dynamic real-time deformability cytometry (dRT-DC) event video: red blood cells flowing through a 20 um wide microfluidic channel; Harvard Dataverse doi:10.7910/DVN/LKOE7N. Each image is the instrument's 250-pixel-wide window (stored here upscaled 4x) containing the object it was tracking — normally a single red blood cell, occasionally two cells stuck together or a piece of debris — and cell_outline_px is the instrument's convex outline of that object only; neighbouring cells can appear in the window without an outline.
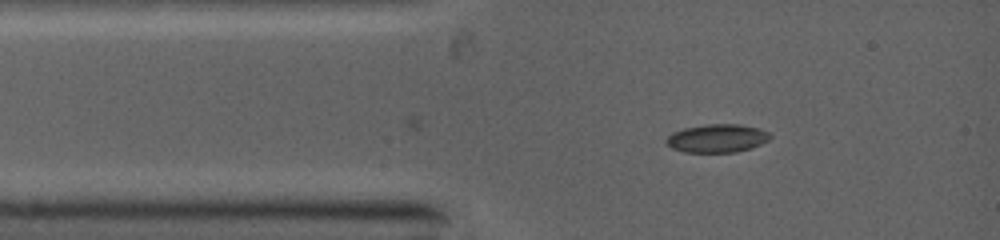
{"species": "common noctule bat (a hibernating species)", "species_latin": "Nyctalus noctula", "temperature_condition": "warm", "stored_images_in_passage": 5, "camera_frame_rate_fps": 5000, "um_per_image_px": 0.085, "animal": {"sex": "female", "body_mass_g": 19.0, "forearm_length_mm": 53.3}, "frame": {"image": 1, "passage_image": 1, "time_ms": 0.0, "image_size_px": [1000, 240], "cell_outline_px": [[772, 136], [768, 140], [752, 148], [736, 152], [684, 152], [672, 148], [664, 140], [672, 132], [684, 128], [708, 124], [740, 124], [760, 128], [768, 132]], "centroid_in_image_um": [60.96, 11.75], "position_along_channel_um": 24.0, "area_um2": 17.17}}
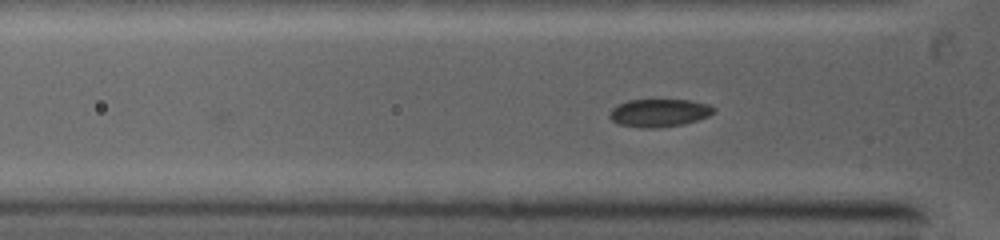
{"frame": {"image": 2, "passage_image": 5, "time_ms": 1.4, "image_size_px": [1000, 240], "cell_outline_px": [[716, 108], [708, 116], [684, 124], [656, 128], [644, 128], [616, 124], [608, 116], [612, 108], [628, 100], [688, 100], [708, 104]], "centroid_in_image_um": [56.0, 9.6], "position_along_channel_um": 69.8, "area_um2": 16.82}}